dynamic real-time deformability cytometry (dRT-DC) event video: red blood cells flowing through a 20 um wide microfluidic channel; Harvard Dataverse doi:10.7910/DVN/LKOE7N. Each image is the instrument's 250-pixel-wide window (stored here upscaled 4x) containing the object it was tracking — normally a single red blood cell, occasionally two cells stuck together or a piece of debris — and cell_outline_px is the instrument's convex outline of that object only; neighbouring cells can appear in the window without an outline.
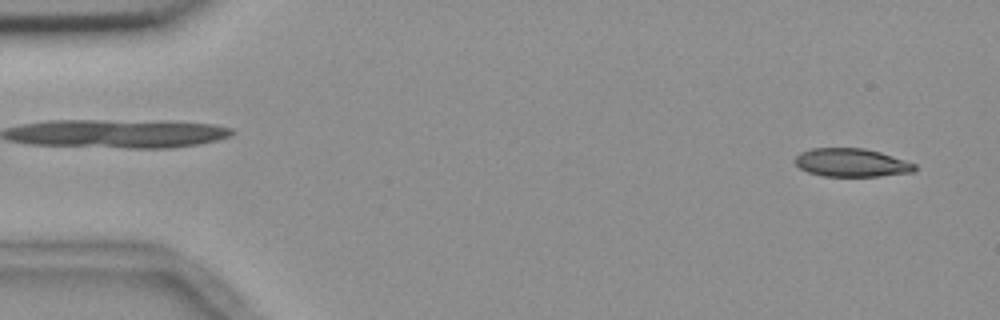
{"species": "common noctule bat (a hibernating species)", "species_latin": "Nyctalus noctula", "temperature_condition": "room temperature", "stored_images_in_passage": 54, "camera_frame_rate_fps": 3000, "um_per_image_px": 0.085, "animal": {"sex": "female", "body_mass_g": 18.4}, "frame": {"image": 1, "passage_image": 2, "time_ms": 0.333, "image_size_px": [1000, 320], "cell_outline_px": [[916, 168], [912, 172], [880, 176], [824, 176], [808, 172], [800, 168], [792, 160], [800, 152], [812, 148], [864, 148], [880, 152], [916, 164]], "centroid_in_image_um": [72.34, 13.82], "position_along_channel_um": 12.7, "area_um2": 19.71}}
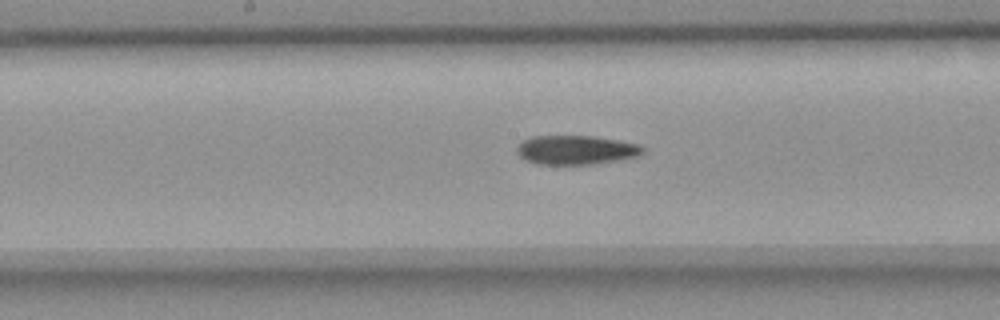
{"frame": {"image": 2, "passage_image": 27, "time_ms": 8.667, "image_size_px": [1000, 320], "cell_outline_px": [[644, 152], [640, 156], [620, 160], [596, 164], [536, 164], [524, 160], [516, 152], [516, 148], [524, 140], [532, 136], [592, 136], [640, 144], [644, 148]], "centroid_in_image_um": [48.98, 12.75], "position_along_channel_um": 199.2, "area_um2": 21.5}}
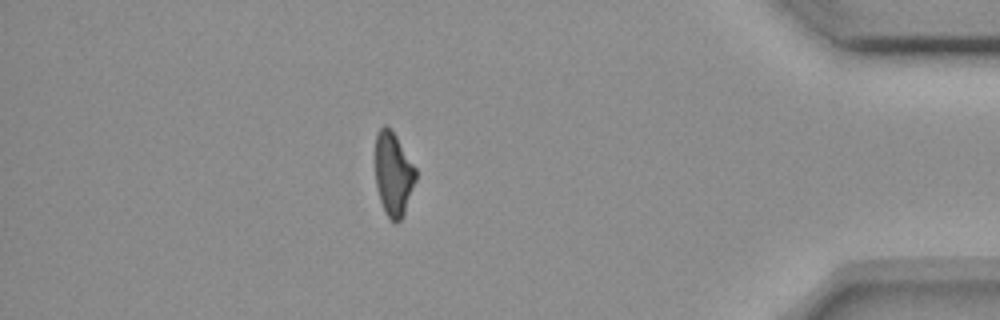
{"frame": {"image": 3, "passage_image": 47, "time_ms": 15.333, "image_size_px": [1000, 320], "cell_outline_px": [[416, 180], [404, 212], [400, 220], [396, 224], [384, 212], [376, 188], [376, 132], [384, 124], [396, 136], [416, 168]], "centroid_in_image_um": [33.43, 14.8], "position_along_channel_um": 401.8, "area_um2": 19.48}}